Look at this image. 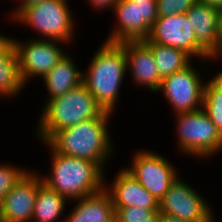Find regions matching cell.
Here are the masks:
<instances>
[{"mask_svg": "<svg viewBox=\"0 0 222 222\" xmlns=\"http://www.w3.org/2000/svg\"><path fill=\"white\" fill-rule=\"evenodd\" d=\"M112 116L113 113L105 111L98 118L61 129L47 143L60 154L98 162L107 169L116 153L109 128Z\"/></svg>", "mask_w": 222, "mask_h": 222, "instance_id": "6da1fadb", "label": "cell"}, {"mask_svg": "<svg viewBox=\"0 0 222 222\" xmlns=\"http://www.w3.org/2000/svg\"><path fill=\"white\" fill-rule=\"evenodd\" d=\"M50 152L49 173L39 171L43 183L69 202L97 193L105 188L106 169L98 162L66 156L47 142H39Z\"/></svg>", "mask_w": 222, "mask_h": 222, "instance_id": "7a4b0ae2", "label": "cell"}, {"mask_svg": "<svg viewBox=\"0 0 222 222\" xmlns=\"http://www.w3.org/2000/svg\"><path fill=\"white\" fill-rule=\"evenodd\" d=\"M127 74L123 43L104 41L83 71V84L104 111L115 114Z\"/></svg>", "mask_w": 222, "mask_h": 222, "instance_id": "3957f363", "label": "cell"}, {"mask_svg": "<svg viewBox=\"0 0 222 222\" xmlns=\"http://www.w3.org/2000/svg\"><path fill=\"white\" fill-rule=\"evenodd\" d=\"M41 107L33 130L39 142H47L57 131L98 118L105 112L83 83L62 96L48 100Z\"/></svg>", "mask_w": 222, "mask_h": 222, "instance_id": "277c9868", "label": "cell"}, {"mask_svg": "<svg viewBox=\"0 0 222 222\" xmlns=\"http://www.w3.org/2000/svg\"><path fill=\"white\" fill-rule=\"evenodd\" d=\"M68 0H45L24 8L13 20L18 26H26L37 32V39L60 41L68 48L75 42L76 20ZM75 20V21H74ZM73 42V43H72Z\"/></svg>", "mask_w": 222, "mask_h": 222, "instance_id": "5b68a950", "label": "cell"}, {"mask_svg": "<svg viewBox=\"0 0 222 222\" xmlns=\"http://www.w3.org/2000/svg\"><path fill=\"white\" fill-rule=\"evenodd\" d=\"M172 116H175L176 147L181 156L209 161L222 153V134L202 108Z\"/></svg>", "mask_w": 222, "mask_h": 222, "instance_id": "8992f818", "label": "cell"}, {"mask_svg": "<svg viewBox=\"0 0 222 222\" xmlns=\"http://www.w3.org/2000/svg\"><path fill=\"white\" fill-rule=\"evenodd\" d=\"M212 62L214 63V60H200L199 63L192 61L184 69L162 78L155 95L163 94L161 98L164 97L165 102L170 105L171 111L173 110L171 114L192 112L202 108L204 85L208 79L206 74L210 71L208 67L212 68ZM197 64L198 66H195ZM202 73L206 78L201 75Z\"/></svg>", "mask_w": 222, "mask_h": 222, "instance_id": "52a82bcc", "label": "cell"}, {"mask_svg": "<svg viewBox=\"0 0 222 222\" xmlns=\"http://www.w3.org/2000/svg\"><path fill=\"white\" fill-rule=\"evenodd\" d=\"M134 151L129 167L123 168L159 201L179 177V168L156 150L142 147Z\"/></svg>", "mask_w": 222, "mask_h": 222, "instance_id": "ba28073f", "label": "cell"}, {"mask_svg": "<svg viewBox=\"0 0 222 222\" xmlns=\"http://www.w3.org/2000/svg\"><path fill=\"white\" fill-rule=\"evenodd\" d=\"M35 37L36 34L23 41L13 38V45L18 53L20 74L26 86L31 84L29 81L33 79H42L68 51L64 49L67 44L63 42Z\"/></svg>", "mask_w": 222, "mask_h": 222, "instance_id": "9c48e42d", "label": "cell"}, {"mask_svg": "<svg viewBox=\"0 0 222 222\" xmlns=\"http://www.w3.org/2000/svg\"><path fill=\"white\" fill-rule=\"evenodd\" d=\"M184 178L180 174L159 200V212L187 222H208L215 216L210 201Z\"/></svg>", "mask_w": 222, "mask_h": 222, "instance_id": "30bf717a", "label": "cell"}, {"mask_svg": "<svg viewBox=\"0 0 222 222\" xmlns=\"http://www.w3.org/2000/svg\"><path fill=\"white\" fill-rule=\"evenodd\" d=\"M148 39L153 43L183 50L195 61L214 60V57L197 41L186 13L158 17L151 27Z\"/></svg>", "mask_w": 222, "mask_h": 222, "instance_id": "8fae6325", "label": "cell"}, {"mask_svg": "<svg viewBox=\"0 0 222 222\" xmlns=\"http://www.w3.org/2000/svg\"><path fill=\"white\" fill-rule=\"evenodd\" d=\"M42 183L36 168L30 169L0 202V222H31Z\"/></svg>", "mask_w": 222, "mask_h": 222, "instance_id": "7c38bea8", "label": "cell"}, {"mask_svg": "<svg viewBox=\"0 0 222 222\" xmlns=\"http://www.w3.org/2000/svg\"><path fill=\"white\" fill-rule=\"evenodd\" d=\"M123 49L127 60V74L131 83L144 87L155 93L159 90L162 78L160 77L155 59L150 47L144 41L123 42Z\"/></svg>", "mask_w": 222, "mask_h": 222, "instance_id": "4fadbf2b", "label": "cell"}, {"mask_svg": "<svg viewBox=\"0 0 222 222\" xmlns=\"http://www.w3.org/2000/svg\"><path fill=\"white\" fill-rule=\"evenodd\" d=\"M112 176L111 182L105 178V189L109 192L114 207L159 209V201L123 167L117 169Z\"/></svg>", "mask_w": 222, "mask_h": 222, "instance_id": "5bb4252c", "label": "cell"}, {"mask_svg": "<svg viewBox=\"0 0 222 222\" xmlns=\"http://www.w3.org/2000/svg\"><path fill=\"white\" fill-rule=\"evenodd\" d=\"M197 41L215 58L222 49L219 9L199 0L186 12Z\"/></svg>", "mask_w": 222, "mask_h": 222, "instance_id": "9a60e30c", "label": "cell"}, {"mask_svg": "<svg viewBox=\"0 0 222 222\" xmlns=\"http://www.w3.org/2000/svg\"><path fill=\"white\" fill-rule=\"evenodd\" d=\"M70 203L73 208L67 211L65 222H109L116 216L112 198L105 188Z\"/></svg>", "mask_w": 222, "mask_h": 222, "instance_id": "2e32d148", "label": "cell"}, {"mask_svg": "<svg viewBox=\"0 0 222 222\" xmlns=\"http://www.w3.org/2000/svg\"><path fill=\"white\" fill-rule=\"evenodd\" d=\"M72 53L67 54L40 80L47 94L44 105L48 100L62 96L83 83V69L76 63ZM82 69V70H81Z\"/></svg>", "mask_w": 222, "mask_h": 222, "instance_id": "e0dca14e", "label": "cell"}, {"mask_svg": "<svg viewBox=\"0 0 222 222\" xmlns=\"http://www.w3.org/2000/svg\"><path fill=\"white\" fill-rule=\"evenodd\" d=\"M70 202L53 189L42 183L36 195L31 222H65Z\"/></svg>", "mask_w": 222, "mask_h": 222, "instance_id": "ac0fdd59", "label": "cell"}, {"mask_svg": "<svg viewBox=\"0 0 222 222\" xmlns=\"http://www.w3.org/2000/svg\"><path fill=\"white\" fill-rule=\"evenodd\" d=\"M112 12L115 16L114 26L104 41L111 43L137 41L136 4L130 0H118Z\"/></svg>", "mask_w": 222, "mask_h": 222, "instance_id": "d6986e66", "label": "cell"}, {"mask_svg": "<svg viewBox=\"0 0 222 222\" xmlns=\"http://www.w3.org/2000/svg\"><path fill=\"white\" fill-rule=\"evenodd\" d=\"M27 86L22 80L19 68L18 53L12 45L0 55V99L18 98Z\"/></svg>", "mask_w": 222, "mask_h": 222, "instance_id": "ffe728a7", "label": "cell"}, {"mask_svg": "<svg viewBox=\"0 0 222 222\" xmlns=\"http://www.w3.org/2000/svg\"><path fill=\"white\" fill-rule=\"evenodd\" d=\"M144 42L150 47L155 59L157 71L161 78L180 71L194 61L183 50L151 42L148 38Z\"/></svg>", "mask_w": 222, "mask_h": 222, "instance_id": "44dd1931", "label": "cell"}, {"mask_svg": "<svg viewBox=\"0 0 222 222\" xmlns=\"http://www.w3.org/2000/svg\"><path fill=\"white\" fill-rule=\"evenodd\" d=\"M212 74L204 85L202 109L222 134V76Z\"/></svg>", "mask_w": 222, "mask_h": 222, "instance_id": "7402d4cb", "label": "cell"}, {"mask_svg": "<svg viewBox=\"0 0 222 222\" xmlns=\"http://www.w3.org/2000/svg\"><path fill=\"white\" fill-rule=\"evenodd\" d=\"M136 4L137 41H144L151 32V27L158 18L157 0H130Z\"/></svg>", "mask_w": 222, "mask_h": 222, "instance_id": "603a6c76", "label": "cell"}, {"mask_svg": "<svg viewBox=\"0 0 222 222\" xmlns=\"http://www.w3.org/2000/svg\"><path fill=\"white\" fill-rule=\"evenodd\" d=\"M28 171L27 166L20 167L9 162L0 163V202Z\"/></svg>", "mask_w": 222, "mask_h": 222, "instance_id": "cb8c5ba5", "label": "cell"}, {"mask_svg": "<svg viewBox=\"0 0 222 222\" xmlns=\"http://www.w3.org/2000/svg\"><path fill=\"white\" fill-rule=\"evenodd\" d=\"M115 217L119 222H158L159 209L139 207H115Z\"/></svg>", "mask_w": 222, "mask_h": 222, "instance_id": "d4e9b609", "label": "cell"}, {"mask_svg": "<svg viewBox=\"0 0 222 222\" xmlns=\"http://www.w3.org/2000/svg\"><path fill=\"white\" fill-rule=\"evenodd\" d=\"M198 0H157L158 17L186 13Z\"/></svg>", "mask_w": 222, "mask_h": 222, "instance_id": "484cf974", "label": "cell"}, {"mask_svg": "<svg viewBox=\"0 0 222 222\" xmlns=\"http://www.w3.org/2000/svg\"><path fill=\"white\" fill-rule=\"evenodd\" d=\"M93 10H97L99 12L108 11L109 9L113 11L114 6L118 2V0H85Z\"/></svg>", "mask_w": 222, "mask_h": 222, "instance_id": "4316f807", "label": "cell"}, {"mask_svg": "<svg viewBox=\"0 0 222 222\" xmlns=\"http://www.w3.org/2000/svg\"><path fill=\"white\" fill-rule=\"evenodd\" d=\"M15 1H18L17 2V7H15L14 8V6H13V8H12V10H10V11H8V13H7V15H5V16H7V18H8V16H9V19H14L24 8H26V7H28V6H30V5H33V4H36V3H41V2H43V1H45V0H15Z\"/></svg>", "mask_w": 222, "mask_h": 222, "instance_id": "83f0119b", "label": "cell"}, {"mask_svg": "<svg viewBox=\"0 0 222 222\" xmlns=\"http://www.w3.org/2000/svg\"><path fill=\"white\" fill-rule=\"evenodd\" d=\"M13 36H7L0 31V55L5 53L13 45Z\"/></svg>", "mask_w": 222, "mask_h": 222, "instance_id": "f1b7e54d", "label": "cell"}, {"mask_svg": "<svg viewBox=\"0 0 222 222\" xmlns=\"http://www.w3.org/2000/svg\"><path fill=\"white\" fill-rule=\"evenodd\" d=\"M158 222H187V221L182 220L172 215H165V214L160 213Z\"/></svg>", "mask_w": 222, "mask_h": 222, "instance_id": "f546056e", "label": "cell"}, {"mask_svg": "<svg viewBox=\"0 0 222 222\" xmlns=\"http://www.w3.org/2000/svg\"><path fill=\"white\" fill-rule=\"evenodd\" d=\"M202 3H206L207 5L213 6L214 8L221 9L222 8V0H199Z\"/></svg>", "mask_w": 222, "mask_h": 222, "instance_id": "4dcf8cb0", "label": "cell"}, {"mask_svg": "<svg viewBox=\"0 0 222 222\" xmlns=\"http://www.w3.org/2000/svg\"><path fill=\"white\" fill-rule=\"evenodd\" d=\"M219 32H220V39L222 43V8L219 9Z\"/></svg>", "mask_w": 222, "mask_h": 222, "instance_id": "1f68e13d", "label": "cell"}, {"mask_svg": "<svg viewBox=\"0 0 222 222\" xmlns=\"http://www.w3.org/2000/svg\"><path fill=\"white\" fill-rule=\"evenodd\" d=\"M222 60V49L220 50V52L216 55V57L214 58V62H218V61ZM222 62V61H221Z\"/></svg>", "mask_w": 222, "mask_h": 222, "instance_id": "d6a6232c", "label": "cell"}, {"mask_svg": "<svg viewBox=\"0 0 222 222\" xmlns=\"http://www.w3.org/2000/svg\"><path fill=\"white\" fill-rule=\"evenodd\" d=\"M218 220H216V216H214L211 220H209L208 222H217ZM220 222V221H219Z\"/></svg>", "mask_w": 222, "mask_h": 222, "instance_id": "836d02e7", "label": "cell"}, {"mask_svg": "<svg viewBox=\"0 0 222 222\" xmlns=\"http://www.w3.org/2000/svg\"><path fill=\"white\" fill-rule=\"evenodd\" d=\"M109 222H119L118 219L115 217L114 219H112L111 221Z\"/></svg>", "mask_w": 222, "mask_h": 222, "instance_id": "e575fe53", "label": "cell"}, {"mask_svg": "<svg viewBox=\"0 0 222 222\" xmlns=\"http://www.w3.org/2000/svg\"><path fill=\"white\" fill-rule=\"evenodd\" d=\"M222 69V68H221ZM220 69V71L219 70H217V72L222 76V70Z\"/></svg>", "mask_w": 222, "mask_h": 222, "instance_id": "d590c367", "label": "cell"}]
</instances>
